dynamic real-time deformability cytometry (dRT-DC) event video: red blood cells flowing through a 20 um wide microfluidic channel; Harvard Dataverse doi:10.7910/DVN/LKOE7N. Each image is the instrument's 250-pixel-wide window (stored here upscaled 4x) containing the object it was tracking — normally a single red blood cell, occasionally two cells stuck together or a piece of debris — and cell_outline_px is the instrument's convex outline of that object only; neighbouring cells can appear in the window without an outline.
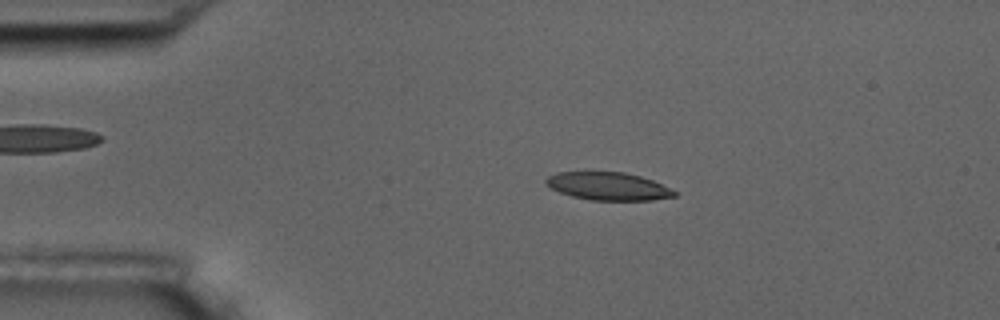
{"species": "common noctule bat (a hibernating species)", "species_latin": "Nyctalus noctula", "temperature_condition": "room temperature", "stored_images_in_passage": 8, "camera_frame_rate_fps": 3000, "um_per_image_px": 0.085, "animal": {"sex": "male", "body_mass_g": 17.5, "forearm_length_mm": 52.3}, "frame": {"image": 1, "passage_image": 3, "time_ms": 2.333, "image_size_px": [1000, 320], "cell_outline_px": [[676, 196], [652, 200], [592, 200], [572, 196], [560, 192], [544, 184], [544, 180], [548, 176], [556, 172], [624, 172], [640, 176], [652, 180], [676, 192]], "centroid_in_image_um": [51.65, 15.82], "position_along_channel_um": 33.3, "area_um2": 20.69}}
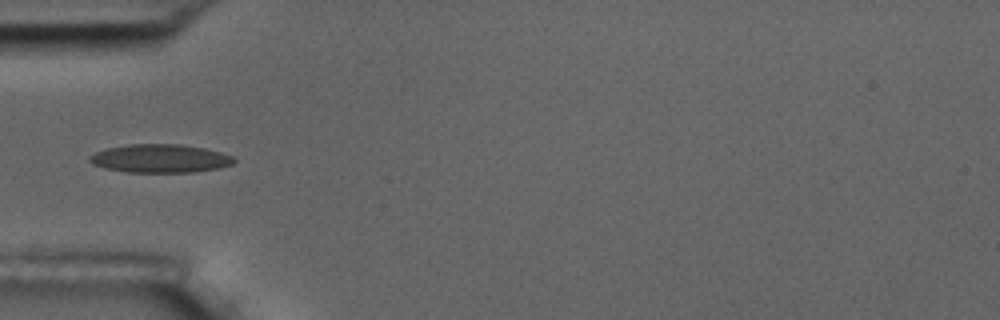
{"frame": {"image": 2, "passage_image": 5, "time_ms": 4.667, "image_size_px": [1000, 320], "cell_outline_px": [[236, 160], [232, 164], [216, 168], [192, 172], [128, 172], [104, 168], [92, 164], [88, 160], [88, 156], [96, 152], [108, 148], [128, 144], [180, 144], [204, 148], [220, 152], [232, 156]], "centroid_in_image_um": [13.57, 13.47], "position_along_channel_um": 71.4, "area_um2": 23.76}}
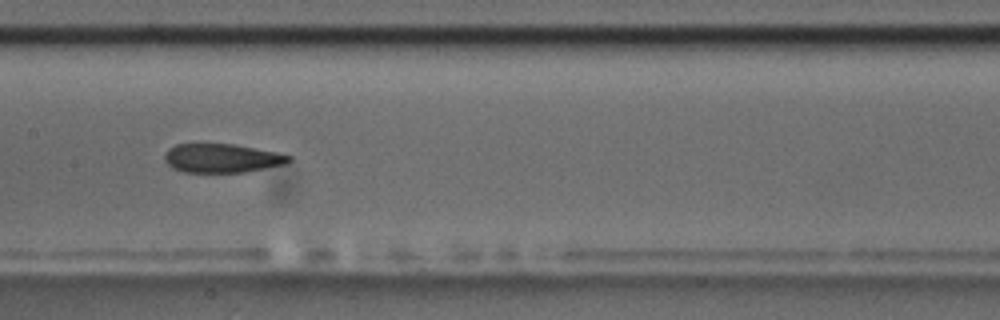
{"frame": {"image": 3, "passage_image": 8, "time_ms": 8.0, "image_size_px": [1000, 320], "cell_outline_px": [[292, 160], [288, 164], [244, 172], [184, 172], [172, 168], [164, 160], [164, 156], [168, 148], [176, 144], [232, 144], [276, 152], [292, 156]], "centroid_in_image_um": [18.87, 13.45], "position_along_channel_um": 188.5, "area_um2": 20.92}}